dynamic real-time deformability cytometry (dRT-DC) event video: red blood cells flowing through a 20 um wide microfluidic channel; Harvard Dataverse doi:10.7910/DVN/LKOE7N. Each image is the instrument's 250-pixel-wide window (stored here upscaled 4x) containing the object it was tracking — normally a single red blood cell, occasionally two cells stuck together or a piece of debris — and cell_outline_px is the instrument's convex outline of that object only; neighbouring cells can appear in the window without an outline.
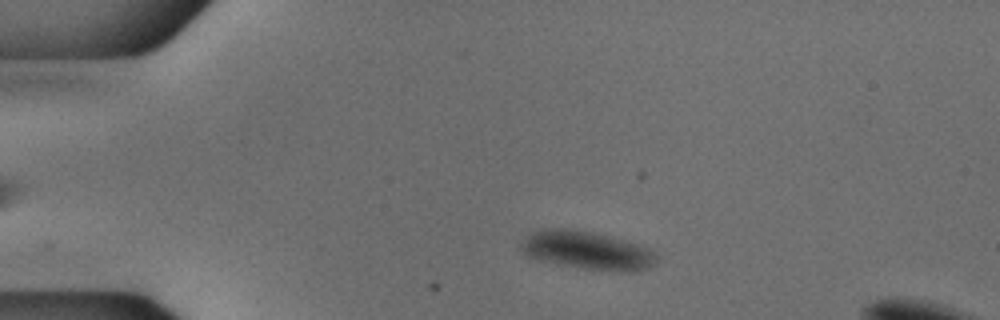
{"species": "common noctule bat (a hibernating species)", "species_latin": "Nyctalus noctula", "temperature_condition": "cold", "stored_images_in_passage": 50, "camera_frame_rate_fps": 3000, "um_per_image_px": 0.085, "animal": {"sex": "male", "body_mass_g": 18.8}, "frame": {"image": 1, "passage_image": 7, "time_ms": 2.0, "image_size_px": [1000, 320], "cell_outline_px": [[656, 260], [644, 268], [636, 272], [616, 272], [584, 268], [540, 260], [528, 256], [520, 248], [520, 244], [532, 232], [544, 228], [564, 228], [592, 232], [624, 240], [648, 248], [656, 252]], "centroid_in_image_um": [49.89, 21.28], "position_along_channel_um": 35.1, "area_um2": 29.71}}
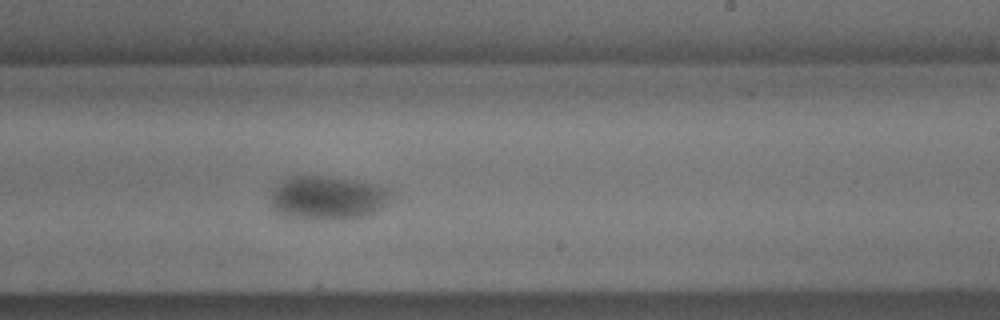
{"frame": {"image": 2, "passage_image": 29, "time_ms": 9.333, "image_size_px": [1000, 320], "cell_outline_px": [[392, 200], [376, 212], [364, 216], [340, 220], [312, 220], [284, 216], [276, 212], [272, 208], [272, 192], [284, 180], [292, 176], [324, 176], [352, 180], [372, 184], [388, 188], [392, 192]], "centroid_in_image_um": [27.88, 16.85], "position_along_channel_um": 261.1, "area_um2": 30.81}}
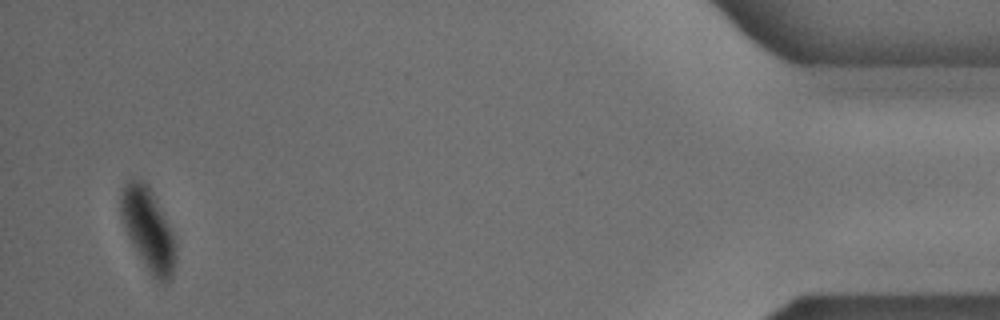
{"frame": {"image": 3, "passage_image": 48, "time_ms": 15.667, "image_size_px": [1000, 320], "cell_outline_px": [[176, 260], [172, 276], [164, 284], [156, 284], [136, 252], [124, 228], [120, 216], [120, 192], [124, 184], [132, 180], [144, 180], [148, 184], [172, 232], [176, 244]], "centroid_in_image_um": [12.59, 19.56], "position_along_channel_um": 422.6, "area_um2": 26.53}}